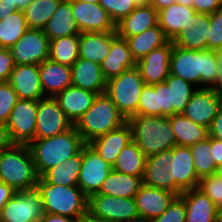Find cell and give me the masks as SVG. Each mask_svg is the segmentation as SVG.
<instances>
[{
  "label": "cell",
  "instance_id": "6da1fadb",
  "mask_svg": "<svg viewBox=\"0 0 222 222\" xmlns=\"http://www.w3.org/2000/svg\"><path fill=\"white\" fill-rule=\"evenodd\" d=\"M218 59L215 50H188L173 44L170 74L197 88H211L217 78Z\"/></svg>",
  "mask_w": 222,
  "mask_h": 222
},
{
  "label": "cell",
  "instance_id": "7a4b0ae2",
  "mask_svg": "<svg viewBox=\"0 0 222 222\" xmlns=\"http://www.w3.org/2000/svg\"><path fill=\"white\" fill-rule=\"evenodd\" d=\"M86 143L73 125L69 130L28 144L38 177L76 155Z\"/></svg>",
  "mask_w": 222,
  "mask_h": 222
},
{
  "label": "cell",
  "instance_id": "3957f363",
  "mask_svg": "<svg viewBox=\"0 0 222 222\" xmlns=\"http://www.w3.org/2000/svg\"><path fill=\"white\" fill-rule=\"evenodd\" d=\"M39 192L44 213L67 216L75 220L88 217L89 198L78 186L54 185L38 178Z\"/></svg>",
  "mask_w": 222,
  "mask_h": 222
},
{
  "label": "cell",
  "instance_id": "277c9868",
  "mask_svg": "<svg viewBox=\"0 0 222 222\" xmlns=\"http://www.w3.org/2000/svg\"><path fill=\"white\" fill-rule=\"evenodd\" d=\"M132 139L146 157L176 146L169 117L133 115L128 119Z\"/></svg>",
  "mask_w": 222,
  "mask_h": 222
},
{
  "label": "cell",
  "instance_id": "5b68a950",
  "mask_svg": "<svg viewBox=\"0 0 222 222\" xmlns=\"http://www.w3.org/2000/svg\"><path fill=\"white\" fill-rule=\"evenodd\" d=\"M38 178L27 144H13L0 152V182L18 192L35 189Z\"/></svg>",
  "mask_w": 222,
  "mask_h": 222
},
{
  "label": "cell",
  "instance_id": "8992f818",
  "mask_svg": "<svg viewBox=\"0 0 222 222\" xmlns=\"http://www.w3.org/2000/svg\"><path fill=\"white\" fill-rule=\"evenodd\" d=\"M127 121L115 103L107 94L103 93L96 96L92 106L74 126L83 141L89 143L94 138L107 134Z\"/></svg>",
  "mask_w": 222,
  "mask_h": 222
},
{
  "label": "cell",
  "instance_id": "52a82bcc",
  "mask_svg": "<svg viewBox=\"0 0 222 222\" xmlns=\"http://www.w3.org/2000/svg\"><path fill=\"white\" fill-rule=\"evenodd\" d=\"M144 85L140 71L135 66L107 80L105 94L128 120L131 116L138 115L139 97Z\"/></svg>",
  "mask_w": 222,
  "mask_h": 222
},
{
  "label": "cell",
  "instance_id": "ba28073f",
  "mask_svg": "<svg viewBox=\"0 0 222 222\" xmlns=\"http://www.w3.org/2000/svg\"><path fill=\"white\" fill-rule=\"evenodd\" d=\"M88 217L97 222H136L140 218L135 198L103 194L89 198Z\"/></svg>",
  "mask_w": 222,
  "mask_h": 222
},
{
  "label": "cell",
  "instance_id": "9c48e42d",
  "mask_svg": "<svg viewBox=\"0 0 222 222\" xmlns=\"http://www.w3.org/2000/svg\"><path fill=\"white\" fill-rule=\"evenodd\" d=\"M39 100L18 99L6 122L14 144H29L34 140Z\"/></svg>",
  "mask_w": 222,
  "mask_h": 222
},
{
  "label": "cell",
  "instance_id": "30bf717a",
  "mask_svg": "<svg viewBox=\"0 0 222 222\" xmlns=\"http://www.w3.org/2000/svg\"><path fill=\"white\" fill-rule=\"evenodd\" d=\"M43 214L42 200L36 188L18 191L4 205L0 222H39Z\"/></svg>",
  "mask_w": 222,
  "mask_h": 222
},
{
  "label": "cell",
  "instance_id": "8fae6325",
  "mask_svg": "<svg viewBox=\"0 0 222 222\" xmlns=\"http://www.w3.org/2000/svg\"><path fill=\"white\" fill-rule=\"evenodd\" d=\"M10 51L15 65H40L49 58L50 41L43 30L29 28Z\"/></svg>",
  "mask_w": 222,
  "mask_h": 222
},
{
  "label": "cell",
  "instance_id": "7c38bea8",
  "mask_svg": "<svg viewBox=\"0 0 222 222\" xmlns=\"http://www.w3.org/2000/svg\"><path fill=\"white\" fill-rule=\"evenodd\" d=\"M112 170V165L86 143L82 147V165L78 177V187L90 198L97 194L100 187Z\"/></svg>",
  "mask_w": 222,
  "mask_h": 222
},
{
  "label": "cell",
  "instance_id": "4fadbf2b",
  "mask_svg": "<svg viewBox=\"0 0 222 222\" xmlns=\"http://www.w3.org/2000/svg\"><path fill=\"white\" fill-rule=\"evenodd\" d=\"M73 124L68 120L54 97L38 101L34 139L49 138L69 130Z\"/></svg>",
  "mask_w": 222,
  "mask_h": 222
},
{
  "label": "cell",
  "instance_id": "5bb4252c",
  "mask_svg": "<svg viewBox=\"0 0 222 222\" xmlns=\"http://www.w3.org/2000/svg\"><path fill=\"white\" fill-rule=\"evenodd\" d=\"M221 106V94L211 88H198L192 94L182 114L194 123L209 128Z\"/></svg>",
  "mask_w": 222,
  "mask_h": 222
},
{
  "label": "cell",
  "instance_id": "9a60e30c",
  "mask_svg": "<svg viewBox=\"0 0 222 222\" xmlns=\"http://www.w3.org/2000/svg\"><path fill=\"white\" fill-rule=\"evenodd\" d=\"M169 172L170 181L181 193L198 188L200 178L195 172L190 147L176 145L172 148Z\"/></svg>",
  "mask_w": 222,
  "mask_h": 222
},
{
  "label": "cell",
  "instance_id": "2e32d148",
  "mask_svg": "<svg viewBox=\"0 0 222 222\" xmlns=\"http://www.w3.org/2000/svg\"><path fill=\"white\" fill-rule=\"evenodd\" d=\"M71 7L80 32L116 31V24L99 3L71 1Z\"/></svg>",
  "mask_w": 222,
  "mask_h": 222
},
{
  "label": "cell",
  "instance_id": "e0dca14e",
  "mask_svg": "<svg viewBox=\"0 0 222 222\" xmlns=\"http://www.w3.org/2000/svg\"><path fill=\"white\" fill-rule=\"evenodd\" d=\"M173 41L153 49L149 54L136 62L145 84L155 85L164 82L170 74V57Z\"/></svg>",
  "mask_w": 222,
  "mask_h": 222
},
{
  "label": "cell",
  "instance_id": "ac0fdd59",
  "mask_svg": "<svg viewBox=\"0 0 222 222\" xmlns=\"http://www.w3.org/2000/svg\"><path fill=\"white\" fill-rule=\"evenodd\" d=\"M138 114L162 117L173 115L170 90L165 81L155 85H144L139 97Z\"/></svg>",
  "mask_w": 222,
  "mask_h": 222
},
{
  "label": "cell",
  "instance_id": "d6986e66",
  "mask_svg": "<svg viewBox=\"0 0 222 222\" xmlns=\"http://www.w3.org/2000/svg\"><path fill=\"white\" fill-rule=\"evenodd\" d=\"M177 196L172 191L151 187L143 183L135 195L140 218L155 219L169 207Z\"/></svg>",
  "mask_w": 222,
  "mask_h": 222
},
{
  "label": "cell",
  "instance_id": "ffe728a7",
  "mask_svg": "<svg viewBox=\"0 0 222 222\" xmlns=\"http://www.w3.org/2000/svg\"><path fill=\"white\" fill-rule=\"evenodd\" d=\"M19 99L44 98L40 82L39 65H15L8 80Z\"/></svg>",
  "mask_w": 222,
  "mask_h": 222
},
{
  "label": "cell",
  "instance_id": "44dd1931",
  "mask_svg": "<svg viewBox=\"0 0 222 222\" xmlns=\"http://www.w3.org/2000/svg\"><path fill=\"white\" fill-rule=\"evenodd\" d=\"M132 140V128L127 121L107 134L94 138L88 144L104 161L113 166L120 151Z\"/></svg>",
  "mask_w": 222,
  "mask_h": 222
},
{
  "label": "cell",
  "instance_id": "7402d4cb",
  "mask_svg": "<svg viewBox=\"0 0 222 222\" xmlns=\"http://www.w3.org/2000/svg\"><path fill=\"white\" fill-rule=\"evenodd\" d=\"M196 11L178 3L158 11V25L166 37L173 41L182 31H187L194 22Z\"/></svg>",
  "mask_w": 222,
  "mask_h": 222
},
{
  "label": "cell",
  "instance_id": "603a6c76",
  "mask_svg": "<svg viewBox=\"0 0 222 222\" xmlns=\"http://www.w3.org/2000/svg\"><path fill=\"white\" fill-rule=\"evenodd\" d=\"M171 156L172 149H169L147 157L143 183L151 187L172 191L180 196L181 192L170 181L169 162Z\"/></svg>",
  "mask_w": 222,
  "mask_h": 222
},
{
  "label": "cell",
  "instance_id": "cb8c5ba5",
  "mask_svg": "<svg viewBox=\"0 0 222 222\" xmlns=\"http://www.w3.org/2000/svg\"><path fill=\"white\" fill-rule=\"evenodd\" d=\"M98 94L75 87H67L54 98L63 110L68 120L75 125L81 116L92 106Z\"/></svg>",
  "mask_w": 222,
  "mask_h": 222
},
{
  "label": "cell",
  "instance_id": "d4e9b609",
  "mask_svg": "<svg viewBox=\"0 0 222 222\" xmlns=\"http://www.w3.org/2000/svg\"><path fill=\"white\" fill-rule=\"evenodd\" d=\"M39 75L45 97H55L72 85L71 67L49 58L39 65Z\"/></svg>",
  "mask_w": 222,
  "mask_h": 222
},
{
  "label": "cell",
  "instance_id": "484cf974",
  "mask_svg": "<svg viewBox=\"0 0 222 222\" xmlns=\"http://www.w3.org/2000/svg\"><path fill=\"white\" fill-rule=\"evenodd\" d=\"M72 85L84 90L103 94L107 80L104 78L100 64L78 58L71 66Z\"/></svg>",
  "mask_w": 222,
  "mask_h": 222
},
{
  "label": "cell",
  "instance_id": "4316f807",
  "mask_svg": "<svg viewBox=\"0 0 222 222\" xmlns=\"http://www.w3.org/2000/svg\"><path fill=\"white\" fill-rule=\"evenodd\" d=\"M157 25L158 11L152 5L137 6L116 24V32L119 37L127 39Z\"/></svg>",
  "mask_w": 222,
  "mask_h": 222
},
{
  "label": "cell",
  "instance_id": "83f0119b",
  "mask_svg": "<svg viewBox=\"0 0 222 222\" xmlns=\"http://www.w3.org/2000/svg\"><path fill=\"white\" fill-rule=\"evenodd\" d=\"M103 76L109 80L136 66L126 39L118 35L111 41L110 52L101 63Z\"/></svg>",
  "mask_w": 222,
  "mask_h": 222
},
{
  "label": "cell",
  "instance_id": "f1b7e54d",
  "mask_svg": "<svg viewBox=\"0 0 222 222\" xmlns=\"http://www.w3.org/2000/svg\"><path fill=\"white\" fill-rule=\"evenodd\" d=\"M180 197L186 206V222H217V206L200 189L185 190Z\"/></svg>",
  "mask_w": 222,
  "mask_h": 222
},
{
  "label": "cell",
  "instance_id": "f546056e",
  "mask_svg": "<svg viewBox=\"0 0 222 222\" xmlns=\"http://www.w3.org/2000/svg\"><path fill=\"white\" fill-rule=\"evenodd\" d=\"M117 32H81L79 35V58L101 63L110 52L111 41Z\"/></svg>",
  "mask_w": 222,
  "mask_h": 222
},
{
  "label": "cell",
  "instance_id": "4dcf8cb0",
  "mask_svg": "<svg viewBox=\"0 0 222 222\" xmlns=\"http://www.w3.org/2000/svg\"><path fill=\"white\" fill-rule=\"evenodd\" d=\"M49 41L58 37L79 36L80 30L74 19L71 1L62 0L51 19L43 29Z\"/></svg>",
  "mask_w": 222,
  "mask_h": 222
},
{
  "label": "cell",
  "instance_id": "1f68e13d",
  "mask_svg": "<svg viewBox=\"0 0 222 222\" xmlns=\"http://www.w3.org/2000/svg\"><path fill=\"white\" fill-rule=\"evenodd\" d=\"M209 31V14L196 12L192 26L187 31H182L173 40V44L188 50H206L208 49Z\"/></svg>",
  "mask_w": 222,
  "mask_h": 222
},
{
  "label": "cell",
  "instance_id": "d6a6232c",
  "mask_svg": "<svg viewBox=\"0 0 222 222\" xmlns=\"http://www.w3.org/2000/svg\"><path fill=\"white\" fill-rule=\"evenodd\" d=\"M143 184V176H132L111 170L97 194L123 198H135Z\"/></svg>",
  "mask_w": 222,
  "mask_h": 222
},
{
  "label": "cell",
  "instance_id": "836d02e7",
  "mask_svg": "<svg viewBox=\"0 0 222 222\" xmlns=\"http://www.w3.org/2000/svg\"><path fill=\"white\" fill-rule=\"evenodd\" d=\"M169 119L178 146L189 147L208 137V128L194 123L182 113L174 114Z\"/></svg>",
  "mask_w": 222,
  "mask_h": 222
},
{
  "label": "cell",
  "instance_id": "e575fe53",
  "mask_svg": "<svg viewBox=\"0 0 222 222\" xmlns=\"http://www.w3.org/2000/svg\"><path fill=\"white\" fill-rule=\"evenodd\" d=\"M82 165V148L64 163L47 170L41 178L54 185L78 186V177Z\"/></svg>",
  "mask_w": 222,
  "mask_h": 222
},
{
  "label": "cell",
  "instance_id": "d590c367",
  "mask_svg": "<svg viewBox=\"0 0 222 222\" xmlns=\"http://www.w3.org/2000/svg\"><path fill=\"white\" fill-rule=\"evenodd\" d=\"M126 40L136 62L149 54L153 49L161 47L169 41L159 25Z\"/></svg>",
  "mask_w": 222,
  "mask_h": 222
},
{
  "label": "cell",
  "instance_id": "8d00e7d4",
  "mask_svg": "<svg viewBox=\"0 0 222 222\" xmlns=\"http://www.w3.org/2000/svg\"><path fill=\"white\" fill-rule=\"evenodd\" d=\"M147 157L138 145L130 141L117 156L112 169L132 176H143Z\"/></svg>",
  "mask_w": 222,
  "mask_h": 222
},
{
  "label": "cell",
  "instance_id": "74e56055",
  "mask_svg": "<svg viewBox=\"0 0 222 222\" xmlns=\"http://www.w3.org/2000/svg\"><path fill=\"white\" fill-rule=\"evenodd\" d=\"M23 11H16L0 20V48L10 49L28 30Z\"/></svg>",
  "mask_w": 222,
  "mask_h": 222
},
{
  "label": "cell",
  "instance_id": "f35d334b",
  "mask_svg": "<svg viewBox=\"0 0 222 222\" xmlns=\"http://www.w3.org/2000/svg\"><path fill=\"white\" fill-rule=\"evenodd\" d=\"M62 0H33L24 10L30 29L43 30Z\"/></svg>",
  "mask_w": 222,
  "mask_h": 222
},
{
  "label": "cell",
  "instance_id": "ab89813d",
  "mask_svg": "<svg viewBox=\"0 0 222 222\" xmlns=\"http://www.w3.org/2000/svg\"><path fill=\"white\" fill-rule=\"evenodd\" d=\"M79 58V36H65L50 40L49 59L72 66Z\"/></svg>",
  "mask_w": 222,
  "mask_h": 222
},
{
  "label": "cell",
  "instance_id": "60d3db41",
  "mask_svg": "<svg viewBox=\"0 0 222 222\" xmlns=\"http://www.w3.org/2000/svg\"><path fill=\"white\" fill-rule=\"evenodd\" d=\"M170 90L171 105H173V115L183 113L192 94L198 89L194 85L182 78L171 75L165 80Z\"/></svg>",
  "mask_w": 222,
  "mask_h": 222
},
{
  "label": "cell",
  "instance_id": "b9f144b4",
  "mask_svg": "<svg viewBox=\"0 0 222 222\" xmlns=\"http://www.w3.org/2000/svg\"><path fill=\"white\" fill-rule=\"evenodd\" d=\"M189 147L197 176L202 178L215 174L216 165L212 154L211 137L208 136L205 140L199 141Z\"/></svg>",
  "mask_w": 222,
  "mask_h": 222
},
{
  "label": "cell",
  "instance_id": "7bdbcfd3",
  "mask_svg": "<svg viewBox=\"0 0 222 222\" xmlns=\"http://www.w3.org/2000/svg\"><path fill=\"white\" fill-rule=\"evenodd\" d=\"M99 4L107 11L115 24L128 16L137 7L132 0H99Z\"/></svg>",
  "mask_w": 222,
  "mask_h": 222
},
{
  "label": "cell",
  "instance_id": "ee69618b",
  "mask_svg": "<svg viewBox=\"0 0 222 222\" xmlns=\"http://www.w3.org/2000/svg\"><path fill=\"white\" fill-rule=\"evenodd\" d=\"M198 189L207 195L217 206H222V178L216 174L207 175L199 180Z\"/></svg>",
  "mask_w": 222,
  "mask_h": 222
},
{
  "label": "cell",
  "instance_id": "f6af8a7d",
  "mask_svg": "<svg viewBox=\"0 0 222 222\" xmlns=\"http://www.w3.org/2000/svg\"><path fill=\"white\" fill-rule=\"evenodd\" d=\"M18 99L8 81L0 83V123L6 124Z\"/></svg>",
  "mask_w": 222,
  "mask_h": 222
},
{
  "label": "cell",
  "instance_id": "bcb514c9",
  "mask_svg": "<svg viewBox=\"0 0 222 222\" xmlns=\"http://www.w3.org/2000/svg\"><path fill=\"white\" fill-rule=\"evenodd\" d=\"M155 222H186V206L184 200L177 196L169 207L158 217Z\"/></svg>",
  "mask_w": 222,
  "mask_h": 222
},
{
  "label": "cell",
  "instance_id": "7dc6e473",
  "mask_svg": "<svg viewBox=\"0 0 222 222\" xmlns=\"http://www.w3.org/2000/svg\"><path fill=\"white\" fill-rule=\"evenodd\" d=\"M210 31L208 38V49L217 50L222 47V18L217 12L209 14Z\"/></svg>",
  "mask_w": 222,
  "mask_h": 222
},
{
  "label": "cell",
  "instance_id": "c3c4849f",
  "mask_svg": "<svg viewBox=\"0 0 222 222\" xmlns=\"http://www.w3.org/2000/svg\"><path fill=\"white\" fill-rule=\"evenodd\" d=\"M15 63L10 49L0 48V83L9 80Z\"/></svg>",
  "mask_w": 222,
  "mask_h": 222
},
{
  "label": "cell",
  "instance_id": "681fc988",
  "mask_svg": "<svg viewBox=\"0 0 222 222\" xmlns=\"http://www.w3.org/2000/svg\"><path fill=\"white\" fill-rule=\"evenodd\" d=\"M221 0H194L193 8L197 13L212 14L219 8Z\"/></svg>",
  "mask_w": 222,
  "mask_h": 222
},
{
  "label": "cell",
  "instance_id": "f907efd6",
  "mask_svg": "<svg viewBox=\"0 0 222 222\" xmlns=\"http://www.w3.org/2000/svg\"><path fill=\"white\" fill-rule=\"evenodd\" d=\"M208 136L222 141V106L208 128Z\"/></svg>",
  "mask_w": 222,
  "mask_h": 222
},
{
  "label": "cell",
  "instance_id": "816d5d0a",
  "mask_svg": "<svg viewBox=\"0 0 222 222\" xmlns=\"http://www.w3.org/2000/svg\"><path fill=\"white\" fill-rule=\"evenodd\" d=\"M16 191L6 183L0 182V216L4 205L14 196Z\"/></svg>",
  "mask_w": 222,
  "mask_h": 222
},
{
  "label": "cell",
  "instance_id": "f5cc1de1",
  "mask_svg": "<svg viewBox=\"0 0 222 222\" xmlns=\"http://www.w3.org/2000/svg\"><path fill=\"white\" fill-rule=\"evenodd\" d=\"M13 144L7 126L0 123V152L10 148Z\"/></svg>",
  "mask_w": 222,
  "mask_h": 222
},
{
  "label": "cell",
  "instance_id": "db71d44e",
  "mask_svg": "<svg viewBox=\"0 0 222 222\" xmlns=\"http://www.w3.org/2000/svg\"><path fill=\"white\" fill-rule=\"evenodd\" d=\"M213 159L216 167L222 164V141L211 137Z\"/></svg>",
  "mask_w": 222,
  "mask_h": 222
},
{
  "label": "cell",
  "instance_id": "11a10c76",
  "mask_svg": "<svg viewBox=\"0 0 222 222\" xmlns=\"http://www.w3.org/2000/svg\"><path fill=\"white\" fill-rule=\"evenodd\" d=\"M18 11L17 7L13 5V0H0V20Z\"/></svg>",
  "mask_w": 222,
  "mask_h": 222
},
{
  "label": "cell",
  "instance_id": "9f6ffc18",
  "mask_svg": "<svg viewBox=\"0 0 222 222\" xmlns=\"http://www.w3.org/2000/svg\"><path fill=\"white\" fill-rule=\"evenodd\" d=\"M67 216L44 213L39 222H80Z\"/></svg>",
  "mask_w": 222,
  "mask_h": 222
},
{
  "label": "cell",
  "instance_id": "6f0895ef",
  "mask_svg": "<svg viewBox=\"0 0 222 222\" xmlns=\"http://www.w3.org/2000/svg\"><path fill=\"white\" fill-rule=\"evenodd\" d=\"M149 1L150 5H152L157 11H160L161 9H164L170 6L171 4L181 0H149Z\"/></svg>",
  "mask_w": 222,
  "mask_h": 222
},
{
  "label": "cell",
  "instance_id": "680465c9",
  "mask_svg": "<svg viewBox=\"0 0 222 222\" xmlns=\"http://www.w3.org/2000/svg\"><path fill=\"white\" fill-rule=\"evenodd\" d=\"M217 78L211 89L222 95V68H217Z\"/></svg>",
  "mask_w": 222,
  "mask_h": 222
},
{
  "label": "cell",
  "instance_id": "91938a15",
  "mask_svg": "<svg viewBox=\"0 0 222 222\" xmlns=\"http://www.w3.org/2000/svg\"><path fill=\"white\" fill-rule=\"evenodd\" d=\"M33 0H13V5L17 7L18 10L23 11Z\"/></svg>",
  "mask_w": 222,
  "mask_h": 222
},
{
  "label": "cell",
  "instance_id": "94428289",
  "mask_svg": "<svg viewBox=\"0 0 222 222\" xmlns=\"http://www.w3.org/2000/svg\"><path fill=\"white\" fill-rule=\"evenodd\" d=\"M215 52L219 63L218 68H222V47L215 50Z\"/></svg>",
  "mask_w": 222,
  "mask_h": 222
},
{
  "label": "cell",
  "instance_id": "6125c7cd",
  "mask_svg": "<svg viewBox=\"0 0 222 222\" xmlns=\"http://www.w3.org/2000/svg\"><path fill=\"white\" fill-rule=\"evenodd\" d=\"M193 2L194 0H181V1H177L176 3L186 6V7H192L193 8Z\"/></svg>",
  "mask_w": 222,
  "mask_h": 222
},
{
  "label": "cell",
  "instance_id": "be15d7a7",
  "mask_svg": "<svg viewBox=\"0 0 222 222\" xmlns=\"http://www.w3.org/2000/svg\"><path fill=\"white\" fill-rule=\"evenodd\" d=\"M136 6H146L150 4L149 0H132Z\"/></svg>",
  "mask_w": 222,
  "mask_h": 222
},
{
  "label": "cell",
  "instance_id": "e7e4bbea",
  "mask_svg": "<svg viewBox=\"0 0 222 222\" xmlns=\"http://www.w3.org/2000/svg\"><path fill=\"white\" fill-rule=\"evenodd\" d=\"M217 222H222V206L217 208Z\"/></svg>",
  "mask_w": 222,
  "mask_h": 222
},
{
  "label": "cell",
  "instance_id": "03108f58",
  "mask_svg": "<svg viewBox=\"0 0 222 222\" xmlns=\"http://www.w3.org/2000/svg\"><path fill=\"white\" fill-rule=\"evenodd\" d=\"M215 174L222 178V164L216 167Z\"/></svg>",
  "mask_w": 222,
  "mask_h": 222
},
{
  "label": "cell",
  "instance_id": "003e7915",
  "mask_svg": "<svg viewBox=\"0 0 222 222\" xmlns=\"http://www.w3.org/2000/svg\"><path fill=\"white\" fill-rule=\"evenodd\" d=\"M70 1H82V2H87V3H99V0H70Z\"/></svg>",
  "mask_w": 222,
  "mask_h": 222
},
{
  "label": "cell",
  "instance_id": "a7ac6f4b",
  "mask_svg": "<svg viewBox=\"0 0 222 222\" xmlns=\"http://www.w3.org/2000/svg\"><path fill=\"white\" fill-rule=\"evenodd\" d=\"M136 222H155L154 219L139 218Z\"/></svg>",
  "mask_w": 222,
  "mask_h": 222
},
{
  "label": "cell",
  "instance_id": "89a4df30",
  "mask_svg": "<svg viewBox=\"0 0 222 222\" xmlns=\"http://www.w3.org/2000/svg\"><path fill=\"white\" fill-rule=\"evenodd\" d=\"M216 12H217L218 15L220 16V18H222V0H221V3H220V6H219V8L216 10Z\"/></svg>",
  "mask_w": 222,
  "mask_h": 222
},
{
  "label": "cell",
  "instance_id": "2644e50d",
  "mask_svg": "<svg viewBox=\"0 0 222 222\" xmlns=\"http://www.w3.org/2000/svg\"><path fill=\"white\" fill-rule=\"evenodd\" d=\"M80 222H97V221H94V220L90 219L89 217H86V218L82 219Z\"/></svg>",
  "mask_w": 222,
  "mask_h": 222
}]
</instances>
